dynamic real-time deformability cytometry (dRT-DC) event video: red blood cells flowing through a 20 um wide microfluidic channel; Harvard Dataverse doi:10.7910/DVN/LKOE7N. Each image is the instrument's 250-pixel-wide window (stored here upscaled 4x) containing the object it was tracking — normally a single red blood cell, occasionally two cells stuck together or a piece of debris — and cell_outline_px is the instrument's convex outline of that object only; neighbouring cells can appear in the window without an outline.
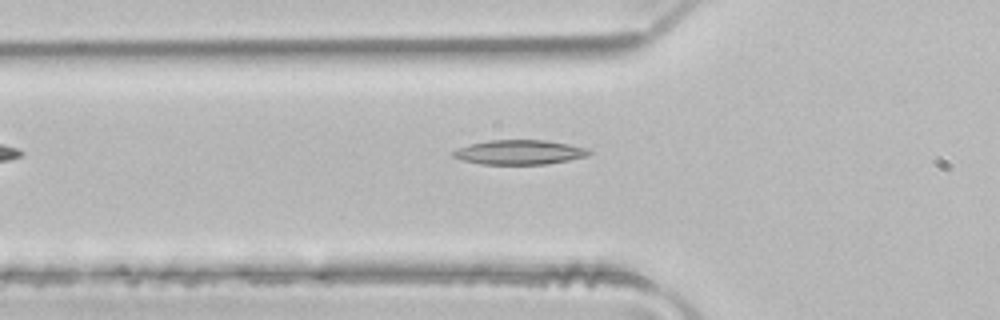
{"species": "common noctule bat (a hibernating species)", "species_latin": "Nyctalus noctula", "temperature_condition": "room temperature", "stored_images_in_passage": 6, "camera_frame_rate_fps": 3000, "um_per_image_px": 0.085, "animal": {"sex": "male", "body_mass_g": 21.5, "forearm_length_mm": 52.0}, "frame": {"image": 1, "passage_image": 6, "time_ms": 1.667, "image_size_px": [1000, 320], "cell_outline_px": [[592, 152], [588, 156], [568, 160], [544, 164], [480, 164], [464, 160], [452, 156], [452, 152], [468, 144], [488, 140], [544, 140], [568, 144], [588, 148]], "centroid_in_image_um": [44.16, 12.93], "position_along_channel_um": 81.6, "area_um2": 19.31}}